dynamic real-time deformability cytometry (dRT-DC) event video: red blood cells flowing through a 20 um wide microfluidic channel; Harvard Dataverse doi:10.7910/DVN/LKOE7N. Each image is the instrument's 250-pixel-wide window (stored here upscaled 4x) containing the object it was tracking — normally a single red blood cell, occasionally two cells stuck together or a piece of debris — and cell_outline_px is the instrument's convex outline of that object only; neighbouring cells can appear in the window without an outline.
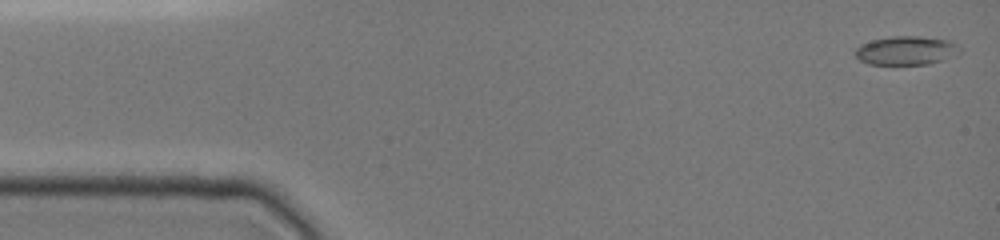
{"species": "common noctule bat (a hibernating species)", "species_latin": "Nyctalus noctula", "temperature_condition": "cold", "stored_images_in_passage": 7, "camera_frame_rate_fps": 3000, "um_per_image_px": 0.085, "animal": {"sex": "female", "body_mass_g": 19.0, "forearm_length_mm": 51.5}, "frame": {"image": 1, "passage_image": 1, "time_ms": 0.0, "image_size_px": [1000, 240], "cell_outline_px": [[960, 52], [956, 56], [944, 60], [928, 64], [868, 64], [860, 60], [856, 56], [856, 48], [860, 44], [872, 40], [892, 36], [920, 36], [952, 40], [960, 48]], "centroid_in_image_um": [77.07, 4.29], "position_along_channel_um": 7.9, "area_um2": 17.69}}
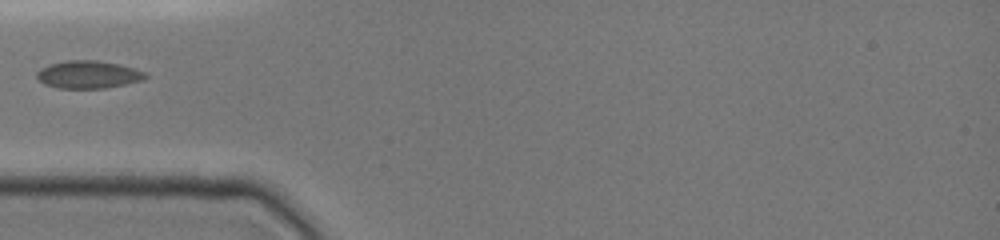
{"frame": {"image": 2, "passage_image": 5, "time_ms": 4.667, "image_size_px": [1000, 240], "cell_outline_px": [[148, 76], [140, 80], [124, 84], [104, 88], [56, 88], [44, 84], [36, 76], [36, 72], [40, 68], [48, 64], [68, 60], [96, 60], [120, 64], [136, 68], [144, 72]], "centroid_in_image_um": [7.47, 6.32], "position_along_channel_um": 77.5, "area_um2": 17.51}}
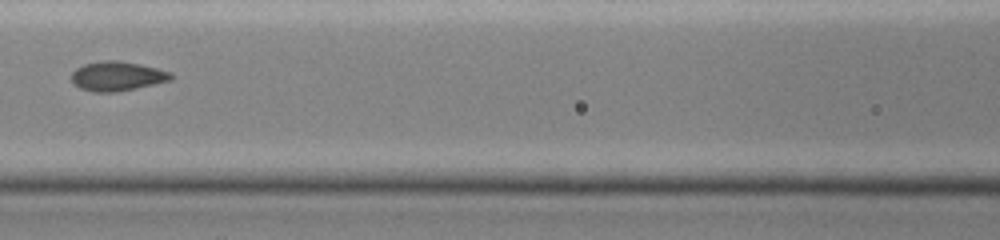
{"frame": {"image": 3, "passage_image": 7, "time_ms": 6.667, "image_size_px": [1000, 240], "cell_outline_px": [[176, 76], [172, 80], [136, 88], [116, 92], [92, 92], [80, 88], [72, 80], [72, 72], [76, 68], [84, 64], [100, 60], [116, 60], [140, 64], [172, 72]], "centroid_in_image_um": [9.99, 6.47], "position_along_channel_um": 156.6, "area_um2": 17.17}}